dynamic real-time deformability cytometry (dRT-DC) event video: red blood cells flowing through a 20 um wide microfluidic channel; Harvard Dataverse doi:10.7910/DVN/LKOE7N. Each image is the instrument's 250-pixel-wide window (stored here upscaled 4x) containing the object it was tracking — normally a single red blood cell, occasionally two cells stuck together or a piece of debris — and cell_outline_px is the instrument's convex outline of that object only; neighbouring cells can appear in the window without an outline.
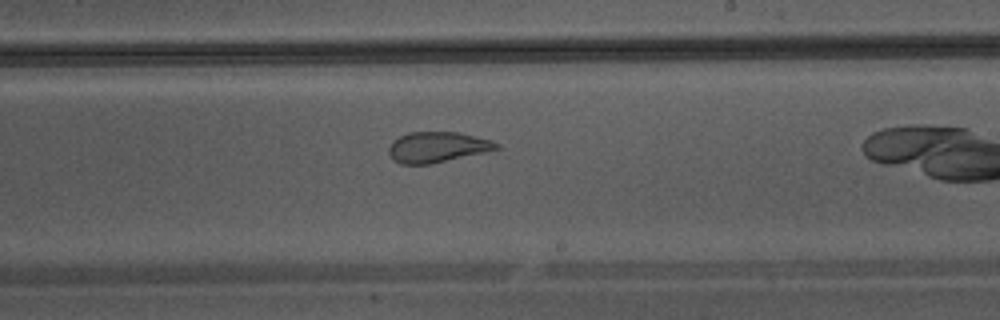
{"species": "Egyptian fruit bat (a non-hibernating species)", "species_latin": "Rousettus aegyptiacus", "temperature_condition": "warm", "stored_images_in_passage": 34, "camera_frame_rate_fps": 3000, "um_per_image_px": 0.085, "animal": {"sex": "male"}, "frame": {"image": 1, "passage_image": 25, "time_ms": 8.0, "image_size_px": [1000, 320], "cell_outline_px": [[500, 148], [484, 152], [428, 164], [400, 164], [388, 152], [388, 148], [392, 140], [408, 132], [460, 132], [492, 140], [500, 144]], "centroid_in_image_um": [37.17, 12.48], "position_along_channel_um": 251.8, "area_um2": 19.02}}